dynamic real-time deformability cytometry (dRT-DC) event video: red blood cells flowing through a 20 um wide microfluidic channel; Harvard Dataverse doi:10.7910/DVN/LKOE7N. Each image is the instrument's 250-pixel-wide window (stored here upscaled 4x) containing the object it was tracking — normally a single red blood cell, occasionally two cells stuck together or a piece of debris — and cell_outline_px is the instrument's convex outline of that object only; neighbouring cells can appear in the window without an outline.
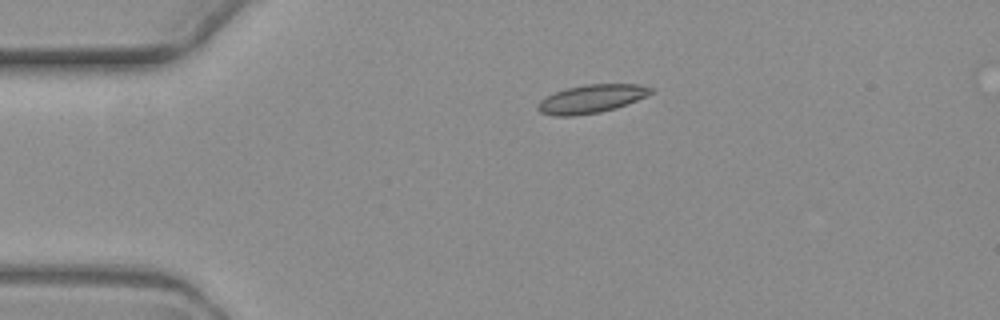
{"species": "common noctule bat (a hibernating species)", "species_latin": "Nyctalus noctula", "temperature_condition": "warm", "stored_images_in_passage": 2, "camera_frame_rate_fps": 3000, "um_per_image_px": 0.085, "animal": {"sex": "female", "body_mass_g": 19.3, "forearm_length_mm": 54.1}, "frame": {"image": 1, "passage_image": 1, "time_ms": 0.0, "image_size_px": [1000, 320], "cell_outline_px": [[656, 92], [648, 96], [616, 108], [600, 112], [576, 116], [556, 116], [540, 112], [536, 108], [536, 104], [540, 100], [556, 92], [568, 88], [588, 84], [640, 84], [656, 88]], "centroid_in_image_um": [50.34, 8.4], "position_along_channel_um": 34.7, "area_um2": 18.84}}